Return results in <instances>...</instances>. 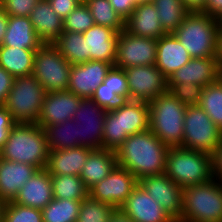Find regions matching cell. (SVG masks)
Listing matches in <instances>:
<instances>
[{
    "label": "cell",
    "instance_id": "48",
    "mask_svg": "<svg viewBox=\"0 0 222 222\" xmlns=\"http://www.w3.org/2000/svg\"><path fill=\"white\" fill-rule=\"evenodd\" d=\"M201 13L207 14L216 19L219 18L222 15V0H206Z\"/></svg>",
    "mask_w": 222,
    "mask_h": 222
},
{
    "label": "cell",
    "instance_id": "27",
    "mask_svg": "<svg viewBox=\"0 0 222 222\" xmlns=\"http://www.w3.org/2000/svg\"><path fill=\"white\" fill-rule=\"evenodd\" d=\"M43 42L37 36L29 17L8 15L7 31L3 46L21 49H38Z\"/></svg>",
    "mask_w": 222,
    "mask_h": 222
},
{
    "label": "cell",
    "instance_id": "39",
    "mask_svg": "<svg viewBox=\"0 0 222 222\" xmlns=\"http://www.w3.org/2000/svg\"><path fill=\"white\" fill-rule=\"evenodd\" d=\"M93 25V17L83 1L63 19V31L84 33Z\"/></svg>",
    "mask_w": 222,
    "mask_h": 222
},
{
    "label": "cell",
    "instance_id": "36",
    "mask_svg": "<svg viewBox=\"0 0 222 222\" xmlns=\"http://www.w3.org/2000/svg\"><path fill=\"white\" fill-rule=\"evenodd\" d=\"M199 106L222 131V76L216 82L203 87Z\"/></svg>",
    "mask_w": 222,
    "mask_h": 222
},
{
    "label": "cell",
    "instance_id": "14",
    "mask_svg": "<svg viewBox=\"0 0 222 222\" xmlns=\"http://www.w3.org/2000/svg\"><path fill=\"white\" fill-rule=\"evenodd\" d=\"M156 50V39L134 36L122 30L117 40L114 66L125 69L155 64Z\"/></svg>",
    "mask_w": 222,
    "mask_h": 222
},
{
    "label": "cell",
    "instance_id": "17",
    "mask_svg": "<svg viewBox=\"0 0 222 222\" xmlns=\"http://www.w3.org/2000/svg\"><path fill=\"white\" fill-rule=\"evenodd\" d=\"M81 99L69 90L46 93L36 124L44 128L72 119Z\"/></svg>",
    "mask_w": 222,
    "mask_h": 222
},
{
    "label": "cell",
    "instance_id": "51",
    "mask_svg": "<svg viewBox=\"0 0 222 222\" xmlns=\"http://www.w3.org/2000/svg\"><path fill=\"white\" fill-rule=\"evenodd\" d=\"M109 222H135L127 214H125L120 208L115 209L110 216Z\"/></svg>",
    "mask_w": 222,
    "mask_h": 222
},
{
    "label": "cell",
    "instance_id": "31",
    "mask_svg": "<svg viewBox=\"0 0 222 222\" xmlns=\"http://www.w3.org/2000/svg\"><path fill=\"white\" fill-rule=\"evenodd\" d=\"M48 149L61 150L78 147V127L73 119L65 122L46 125L44 128Z\"/></svg>",
    "mask_w": 222,
    "mask_h": 222
},
{
    "label": "cell",
    "instance_id": "11",
    "mask_svg": "<svg viewBox=\"0 0 222 222\" xmlns=\"http://www.w3.org/2000/svg\"><path fill=\"white\" fill-rule=\"evenodd\" d=\"M129 91V100L150 102L168 92V78L155 64L132 66L124 69Z\"/></svg>",
    "mask_w": 222,
    "mask_h": 222
},
{
    "label": "cell",
    "instance_id": "42",
    "mask_svg": "<svg viewBox=\"0 0 222 222\" xmlns=\"http://www.w3.org/2000/svg\"><path fill=\"white\" fill-rule=\"evenodd\" d=\"M40 0H0V8L9 16L29 17Z\"/></svg>",
    "mask_w": 222,
    "mask_h": 222
},
{
    "label": "cell",
    "instance_id": "41",
    "mask_svg": "<svg viewBox=\"0 0 222 222\" xmlns=\"http://www.w3.org/2000/svg\"><path fill=\"white\" fill-rule=\"evenodd\" d=\"M103 83L122 99L129 100L128 82L124 69L113 66Z\"/></svg>",
    "mask_w": 222,
    "mask_h": 222
},
{
    "label": "cell",
    "instance_id": "43",
    "mask_svg": "<svg viewBox=\"0 0 222 222\" xmlns=\"http://www.w3.org/2000/svg\"><path fill=\"white\" fill-rule=\"evenodd\" d=\"M100 107L106 110L113 109L123 100L104 83H101L91 97Z\"/></svg>",
    "mask_w": 222,
    "mask_h": 222
},
{
    "label": "cell",
    "instance_id": "28",
    "mask_svg": "<svg viewBox=\"0 0 222 222\" xmlns=\"http://www.w3.org/2000/svg\"><path fill=\"white\" fill-rule=\"evenodd\" d=\"M117 165L116 152L107 149L93 150L79 175L88 189L99 183Z\"/></svg>",
    "mask_w": 222,
    "mask_h": 222
},
{
    "label": "cell",
    "instance_id": "8",
    "mask_svg": "<svg viewBox=\"0 0 222 222\" xmlns=\"http://www.w3.org/2000/svg\"><path fill=\"white\" fill-rule=\"evenodd\" d=\"M45 95L44 87L32 74L14 77L4 105L15 123H36Z\"/></svg>",
    "mask_w": 222,
    "mask_h": 222
},
{
    "label": "cell",
    "instance_id": "30",
    "mask_svg": "<svg viewBox=\"0 0 222 222\" xmlns=\"http://www.w3.org/2000/svg\"><path fill=\"white\" fill-rule=\"evenodd\" d=\"M71 65L90 61L86 40L82 33L63 31L52 43Z\"/></svg>",
    "mask_w": 222,
    "mask_h": 222
},
{
    "label": "cell",
    "instance_id": "44",
    "mask_svg": "<svg viewBox=\"0 0 222 222\" xmlns=\"http://www.w3.org/2000/svg\"><path fill=\"white\" fill-rule=\"evenodd\" d=\"M15 122L12 119L11 113L5 108L4 104L0 105V149L8 138L9 131L12 129Z\"/></svg>",
    "mask_w": 222,
    "mask_h": 222
},
{
    "label": "cell",
    "instance_id": "13",
    "mask_svg": "<svg viewBox=\"0 0 222 222\" xmlns=\"http://www.w3.org/2000/svg\"><path fill=\"white\" fill-rule=\"evenodd\" d=\"M138 184L139 180L129 170L116 165L108 176L89 189V197L118 209Z\"/></svg>",
    "mask_w": 222,
    "mask_h": 222
},
{
    "label": "cell",
    "instance_id": "38",
    "mask_svg": "<svg viewBox=\"0 0 222 222\" xmlns=\"http://www.w3.org/2000/svg\"><path fill=\"white\" fill-rule=\"evenodd\" d=\"M2 222H43L40 209L5 202Z\"/></svg>",
    "mask_w": 222,
    "mask_h": 222
},
{
    "label": "cell",
    "instance_id": "3",
    "mask_svg": "<svg viewBox=\"0 0 222 222\" xmlns=\"http://www.w3.org/2000/svg\"><path fill=\"white\" fill-rule=\"evenodd\" d=\"M49 152L44 129L36 123H15L0 149V158L45 169Z\"/></svg>",
    "mask_w": 222,
    "mask_h": 222
},
{
    "label": "cell",
    "instance_id": "2",
    "mask_svg": "<svg viewBox=\"0 0 222 222\" xmlns=\"http://www.w3.org/2000/svg\"><path fill=\"white\" fill-rule=\"evenodd\" d=\"M149 105L145 101L123 100L106 111L103 124V149L117 151L133 134L149 130Z\"/></svg>",
    "mask_w": 222,
    "mask_h": 222
},
{
    "label": "cell",
    "instance_id": "22",
    "mask_svg": "<svg viewBox=\"0 0 222 222\" xmlns=\"http://www.w3.org/2000/svg\"><path fill=\"white\" fill-rule=\"evenodd\" d=\"M33 165L0 158V199L13 201L21 187L38 171Z\"/></svg>",
    "mask_w": 222,
    "mask_h": 222
},
{
    "label": "cell",
    "instance_id": "49",
    "mask_svg": "<svg viewBox=\"0 0 222 222\" xmlns=\"http://www.w3.org/2000/svg\"><path fill=\"white\" fill-rule=\"evenodd\" d=\"M213 177L222 183V144L212 154Z\"/></svg>",
    "mask_w": 222,
    "mask_h": 222
},
{
    "label": "cell",
    "instance_id": "10",
    "mask_svg": "<svg viewBox=\"0 0 222 222\" xmlns=\"http://www.w3.org/2000/svg\"><path fill=\"white\" fill-rule=\"evenodd\" d=\"M71 64L53 44L43 43L35 53L32 75L46 93L68 90Z\"/></svg>",
    "mask_w": 222,
    "mask_h": 222
},
{
    "label": "cell",
    "instance_id": "18",
    "mask_svg": "<svg viewBox=\"0 0 222 222\" xmlns=\"http://www.w3.org/2000/svg\"><path fill=\"white\" fill-rule=\"evenodd\" d=\"M120 209L135 222H176L140 184Z\"/></svg>",
    "mask_w": 222,
    "mask_h": 222
},
{
    "label": "cell",
    "instance_id": "47",
    "mask_svg": "<svg viewBox=\"0 0 222 222\" xmlns=\"http://www.w3.org/2000/svg\"><path fill=\"white\" fill-rule=\"evenodd\" d=\"M14 77L3 67H0V105L5 103L8 93L12 88Z\"/></svg>",
    "mask_w": 222,
    "mask_h": 222
},
{
    "label": "cell",
    "instance_id": "53",
    "mask_svg": "<svg viewBox=\"0 0 222 222\" xmlns=\"http://www.w3.org/2000/svg\"><path fill=\"white\" fill-rule=\"evenodd\" d=\"M216 58L218 59L220 70L222 72V31L218 32L217 36V54Z\"/></svg>",
    "mask_w": 222,
    "mask_h": 222
},
{
    "label": "cell",
    "instance_id": "4",
    "mask_svg": "<svg viewBox=\"0 0 222 222\" xmlns=\"http://www.w3.org/2000/svg\"><path fill=\"white\" fill-rule=\"evenodd\" d=\"M149 105V130L168 148L181 147L186 105L169 91L155 97Z\"/></svg>",
    "mask_w": 222,
    "mask_h": 222
},
{
    "label": "cell",
    "instance_id": "26",
    "mask_svg": "<svg viewBox=\"0 0 222 222\" xmlns=\"http://www.w3.org/2000/svg\"><path fill=\"white\" fill-rule=\"evenodd\" d=\"M29 18L43 43L52 44L63 32V19L53 11L48 0H40Z\"/></svg>",
    "mask_w": 222,
    "mask_h": 222
},
{
    "label": "cell",
    "instance_id": "52",
    "mask_svg": "<svg viewBox=\"0 0 222 222\" xmlns=\"http://www.w3.org/2000/svg\"><path fill=\"white\" fill-rule=\"evenodd\" d=\"M8 26V15L5 13L4 10L0 8V45L4 40L5 33L7 31Z\"/></svg>",
    "mask_w": 222,
    "mask_h": 222
},
{
    "label": "cell",
    "instance_id": "35",
    "mask_svg": "<svg viewBox=\"0 0 222 222\" xmlns=\"http://www.w3.org/2000/svg\"><path fill=\"white\" fill-rule=\"evenodd\" d=\"M82 200L53 199L42 209L43 222H76Z\"/></svg>",
    "mask_w": 222,
    "mask_h": 222
},
{
    "label": "cell",
    "instance_id": "23",
    "mask_svg": "<svg viewBox=\"0 0 222 222\" xmlns=\"http://www.w3.org/2000/svg\"><path fill=\"white\" fill-rule=\"evenodd\" d=\"M82 34L86 40L90 60L114 64L119 33L109 27L94 24Z\"/></svg>",
    "mask_w": 222,
    "mask_h": 222
},
{
    "label": "cell",
    "instance_id": "16",
    "mask_svg": "<svg viewBox=\"0 0 222 222\" xmlns=\"http://www.w3.org/2000/svg\"><path fill=\"white\" fill-rule=\"evenodd\" d=\"M113 66L114 64L98 60L72 65L68 90L81 98H91Z\"/></svg>",
    "mask_w": 222,
    "mask_h": 222
},
{
    "label": "cell",
    "instance_id": "54",
    "mask_svg": "<svg viewBox=\"0 0 222 222\" xmlns=\"http://www.w3.org/2000/svg\"><path fill=\"white\" fill-rule=\"evenodd\" d=\"M5 202L0 199V222L3 221V209H4Z\"/></svg>",
    "mask_w": 222,
    "mask_h": 222
},
{
    "label": "cell",
    "instance_id": "46",
    "mask_svg": "<svg viewBox=\"0 0 222 222\" xmlns=\"http://www.w3.org/2000/svg\"><path fill=\"white\" fill-rule=\"evenodd\" d=\"M115 11L125 21L134 11L138 0H109Z\"/></svg>",
    "mask_w": 222,
    "mask_h": 222
},
{
    "label": "cell",
    "instance_id": "6",
    "mask_svg": "<svg viewBox=\"0 0 222 222\" xmlns=\"http://www.w3.org/2000/svg\"><path fill=\"white\" fill-rule=\"evenodd\" d=\"M218 20L201 12H190L173 32L191 58L216 57Z\"/></svg>",
    "mask_w": 222,
    "mask_h": 222
},
{
    "label": "cell",
    "instance_id": "12",
    "mask_svg": "<svg viewBox=\"0 0 222 222\" xmlns=\"http://www.w3.org/2000/svg\"><path fill=\"white\" fill-rule=\"evenodd\" d=\"M106 109L92 98H82L74 117L78 127V145L93 150L103 149V124Z\"/></svg>",
    "mask_w": 222,
    "mask_h": 222
},
{
    "label": "cell",
    "instance_id": "1",
    "mask_svg": "<svg viewBox=\"0 0 222 222\" xmlns=\"http://www.w3.org/2000/svg\"><path fill=\"white\" fill-rule=\"evenodd\" d=\"M168 150L150 130L133 134L115 151L117 165L129 170L138 180L162 174Z\"/></svg>",
    "mask_w": 222,
    "mask_h": 222
},
{
    "label": "cell",
    "instance_id": "15",
    "mask_svg": "<svg viewBox=\"0 0 222 222\" xmlns=\"http://www.w3.org/2000/svg\"><path fill=\"white\" fill-rule=\"evenodd\" d=\"M139 184L176 222H180L183 206L181 186L165 173L146 176L139 180Z\"/></svg>",
    "mask_w": 222,
    "mask_h": 222
},
{
    "label": "cell",
    "instance_id": "40",
    "mask_svg": "<svg viewBox=\"0 0 222 222\" xmlns=\"http://www.w3.org/2000/svg\"><path fill=\"white\" fill-rule=\"evenodd\" d=\"M203 87L191 83L173 84L168 91L186 106L199 105Z\"/></svg>",
    "mask_w": 222,
    "mask_h": 222
},
{
    "label": "cell",
    "instance_id": "29",
    "mask_svg": "<svg viewBox=\"0 0 222 222\" xmlns=\"http://www.w3.org/2000/svg\"><path fill=\"white\" fill-rule=\"evenodd\" d=\"M36 50L0 45V67H3L13 77L31 75Z\"/></svg>",
    "mask_w": 222,
    "mask_h": 222
},
{
    "label": "cell",
    "instance_id": "34",
    "mask_svg": "<svg viewBox=\"0 0 222 222\" xmlns=\"http://www.w3.org/2000/svg\"><path fill=\"white\" fill-rule=\"evenodd\" d=\"M83 2L89 9L94 24L109 27L117 33L125 29V21L115 11L109 0H83Z\"/></svg>",
    "mask_w": 222,
    "mask_h": 222
},
{
    "label": "cell",
    "instance_id": "55",
    "mask_svg": "<svg viewBox=\"0 0 222 222\" xmlns=\"http://www.w3.org/2000/svg\"><path fill=\"white\" fill-rule=\"evenodd\" d=\"M219 31H222V15L217 18Z\"/></svg>",
    "mask_w": 222,
    "mask_h": 222
},
{
    "label": "cell",
    "instance_id": "32",
    "mask_svg": "<svg viewBox=\"0 0 222 222\" xmlns=\"http://www.w3.org/2000/svg\"><path fill=\"white\" fill-rule=\"evenodd\" d=\"M157 9L161 26L166 34L173 33L190 11L182 0H151Z\"/></svg>",
    "mask_w": 222,
    "mask_h": 222
},
{
    "label": "cell",
    "instance_id": "19",
    "mask_svg": "<svg viewBox=\"0 0 222 222\" xmlns=\"http://www.w3.org/2000/svg\"><path fill=\"white\" fill-rule=\"evenodd\" d=\"M221 76L222 72L216 57L191 58L187 64L169 76L168 89L173 84L183 82L206 87L216 82Z\"/></svg>",
    "mask_w": 222,
    "mask_h": 222
},
{
    "label": "cell",
    "instance_id": "9",
    "mask_svg": "<svg viewBox=\"0 0 222 222\" xmlns=\"http://www.w3.org/2000/svg\"><path fill=\"white\" fill-rule=\"evenodd\" d=\"M222 144V131L199 105L186 107L181 147L212 155Z\"/></svg>",
    "mask_w": 222,
    "mask_h": 222
},
{
    "label": "cell",
    "instance_id": "33",
    "mask_svg": "<svg viewBox=\"0 0 222 222\" xmlns=\"http://www.w3.org/2000/svg\"><path fill=\"white\" fill-rule=\"evenodd\" d=\"M54 199L83 200L89 197V189L80 176L51 175Z\"/></svg>",
    "mask_w": 222,
    "mask_h": 222
},
{
    "label": "cell",
    "instance_id": "7",
    "mask_svg": "<svg viewBox=\"0 0 222 222\" xmlns=\"http://www.w3.org/2000/svg\"><path fill=\"white\" fill-rule=\"evenodd\" d=\"M180 222H222V183L213 178L184 188Z\"/></svg>",
    "mask_w": 222,
    "mask_h": 222
},
{
    "label": "cell",
    "instance_id": "21",
    "mask_svg": "<svg viewBox=\"0 0 222 222\" xmlns=\"http://www.w3.org/2000/svg\"><path fill=\"white\" fill-rule=\"evenodd\" d=\"M124 30L134 36L156 40L166 34L152 1L138 2L134 11L125 20Z\"/></svg>",
    "mask_w": 222,
    "mask_h": 222
},
{
    "label": "cell",
    "instance_id": "5",
    "mask_svg": "<svg viewBox=\"0 0 222 222\" xmlns=\"http://www.w3.org/2000/svg\"><path fill=\"white\" fill-rule=\"evenodd\" d=\"M165 175L183 189L212 180V155L183 147L169 148Z\"/></svg>",
    "mask_w": 222,
    "mask_h": 222
},
{
    "label": "cell",
    "instance_id": "45",
    "mask_svg": "<svg viewBox=\"0 0 222 222\" xmlns=\"http://www.w3.org/2000/svg\"><path fill=\"white\" fill-rule=\"evenodd\" d=\"M53 11L65 19L83 0H48Z\"/></svg>",
    "mask_w": 222,
    "mask_h": 222
},
{
    "label": "cell",
    "instance_id": "50",
    "mask_svg": "<svg viewBox=\"0 0 222 222\" xmlns=\"http://www.w3.org/2000/svg\"><path fill=\"white\" fill-rule=\"evenodd\" d=\"M205 2L206 0H182V3L190 12H201Z\"/></svg>",
    "mask_w": 222,
    "mask_h": 222
},
{
    "label": "cell",
    "instance_id": "37",
    "mask_svg": "<svg viewBox=\"0 0 222 222\" xmlns=\"http://www.w3.org/2000/svg\"><path fill=\"white\" fill-rule=\"evenodd\" d=\"M116 208L108 203L91 199H83L76 222H109Z\"/></svg>",
    "mask_w": 222,
    "mask_h": 222
},
{
    "label": "cell",
    "instance_id": "20",
    "mask_svg": "<svg viewBox=\"0 0 222 222\" xmlns=\"http://www.w3.org/2000/svg\"><path fill=\"white\" fill-rule=\"evenodd\" d=\"M53 187L48 170H38L19 190L13 202L22 206L44 209L52 200Z\"/></svg>",
    "mask_w": 222,
    "mask_h": 222
},
{
    "label": "cell",
    "instance_id": "24",
    "mask_svg": "<svg viewBox=\"0 0 222 222\" xmlns=\"http://www.w3.org/2000/svg\"><path fill=\"white\" fill-rule=\"evenodd\" d=\"M190 59L188 51L173 33L164 34L157 40L155 66L167 78L183 65L187 64Z\"/></svg>",
    "mask_w": 222,
    "mask_h": 222
},
{
    "label": "cell",
    "instance_id": "25",
    "mask_svg": "<svg viewBox=\"0 0 222 222\" xmlns=\"http://www.w3.org/2000/svg\"><path fill=\"white\" fill-rule=\"evenodd\" d=\"M93 151L88 147L78 146L69 149L52 150L46 169L50 175H75L81 174L89 154Z\"/></svg>",
    "mask_w": 222,
    "mask_h": 222
}]
</instances>
